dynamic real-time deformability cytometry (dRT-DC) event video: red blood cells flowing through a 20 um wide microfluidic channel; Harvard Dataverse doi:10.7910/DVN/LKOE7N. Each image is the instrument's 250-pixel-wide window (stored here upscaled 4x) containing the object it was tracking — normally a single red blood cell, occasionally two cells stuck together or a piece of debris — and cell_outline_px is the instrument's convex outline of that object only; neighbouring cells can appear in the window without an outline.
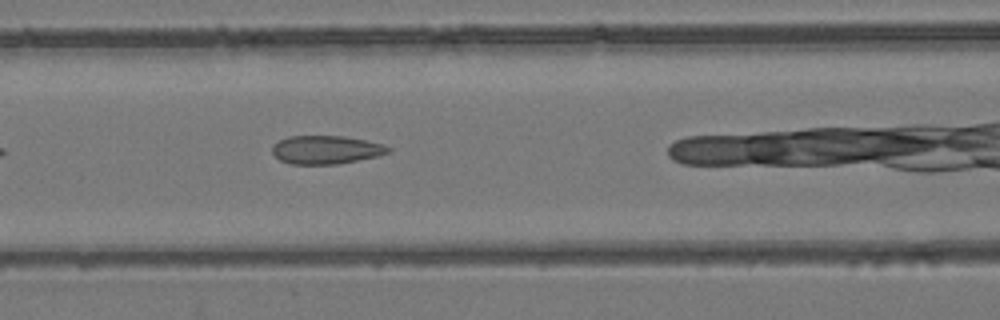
{"species": "common noctule bat (a hibernating species)", "species_latin": "Nyctalus noctula", "temperature_condition": "room temperature", "stored_images_in_passage": 16, "camera_frame_rate_fps": 3000, "um_per_image_px": 0.085, "animal": {"sex": "female", "body_mass_g": 24.6, "forearm_length_mm": 56.2}, "frame": {"image": 1, "passage_image": 7, "time_ms": 2.0, "image_size_px": [1000, 320], "cell_outline_px": [[392, 152], [376, 156], [336, 164], [288, 164], [280, 160], [272, 152], [272, 144], [288, 136], [344, 136], [384, 144], [392, 148]], "centroid_in_image_um": [27.71, 12.72], "position_along_channel_um": 138.9, "area_um2": 19.19}}
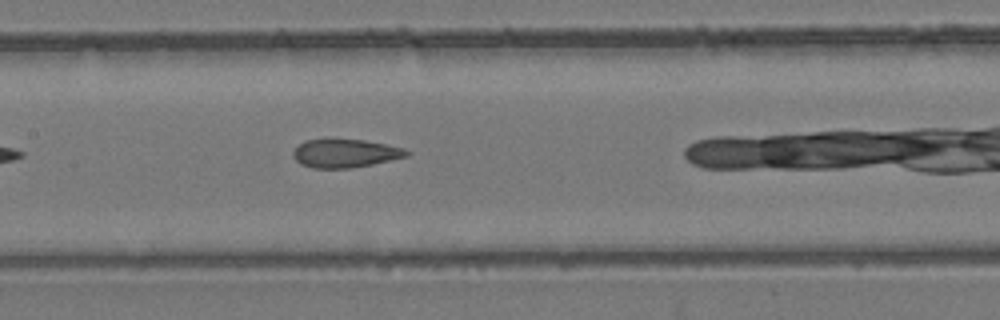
{"frame": {"image": 2, "passage_image": 10, "time_ms": 3.0, "image_size_px": [1000, 320], "cell_outline_px": [[412, 152], [408, 156], [372, 164], [352, 168], [312, 168], [300, 164], [292, 156], [292, 152], [304, 140], [328, 136], [364, 140], [404, 148]], "centroid_in_image_um": [29.29, 12.99], "position_along_channel_um": 178.1, "area_um2": 19.48}}
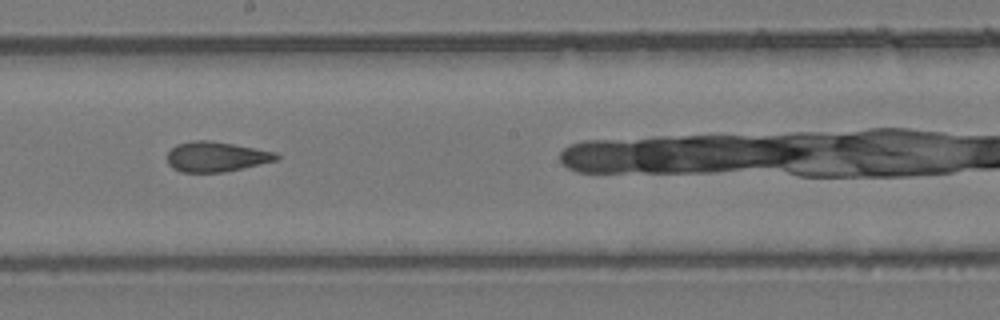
{"frame": {"image": 3, "passage_image": 14, "time_ms": 4.333, "image_size_px": [1000, 320], "cell_outline_px": [[280, 156], [276, 160], [224, 172], [180, 172], [172, 168], [168, 164], [168, 152], [176, 144], [192, 140], [208, 140], [232, 144], [276, 152]], "centroid_in_image_um": [18.33, 13.32], "position_along_channel_um": 229.9, "area_um2": 18.96}}